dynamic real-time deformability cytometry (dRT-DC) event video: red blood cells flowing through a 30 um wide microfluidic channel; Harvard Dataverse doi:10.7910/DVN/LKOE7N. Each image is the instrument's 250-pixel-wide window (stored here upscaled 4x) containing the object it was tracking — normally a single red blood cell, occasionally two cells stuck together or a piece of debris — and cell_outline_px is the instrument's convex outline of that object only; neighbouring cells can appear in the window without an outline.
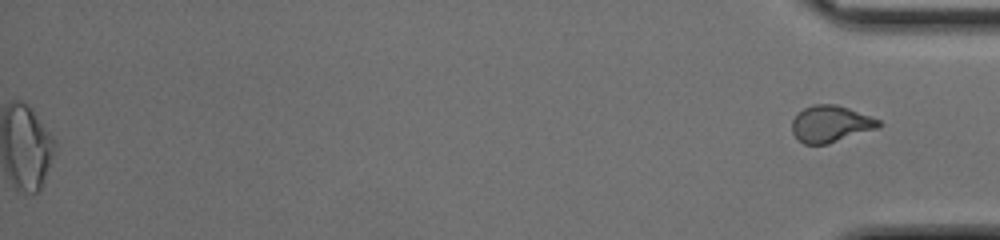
{"species": "common noctule bat (a hibernating species)", "species_latin": "Nyctalus noctula", "temperature_condition": "cold", "stored_images_in_passage": 50, "segment_of_instrument_passage": [2, 2], "camera_frame_rate_fps": 3000, "um_per_image_px": 0.085, "animal": {"sex": "female", "body_mass_g": 17.0, "forearm_length_mm": 48.0}, "frame": {"image": 1, "passage_image": 50, "time_ms": 16.333, "image_size_px": [1000, 240], "cell_outline_px": [[884, 124], [880, 128], [828, 144], [804, 144], [792, 132], [792, 120], [804, 108], [812, 104], [836, 104], [848, 108], [880, 120]], "centroid_in_image_um": [70.65, 10.53], "position_along_channel_um": 364.6, "area_um2": 18.55}}